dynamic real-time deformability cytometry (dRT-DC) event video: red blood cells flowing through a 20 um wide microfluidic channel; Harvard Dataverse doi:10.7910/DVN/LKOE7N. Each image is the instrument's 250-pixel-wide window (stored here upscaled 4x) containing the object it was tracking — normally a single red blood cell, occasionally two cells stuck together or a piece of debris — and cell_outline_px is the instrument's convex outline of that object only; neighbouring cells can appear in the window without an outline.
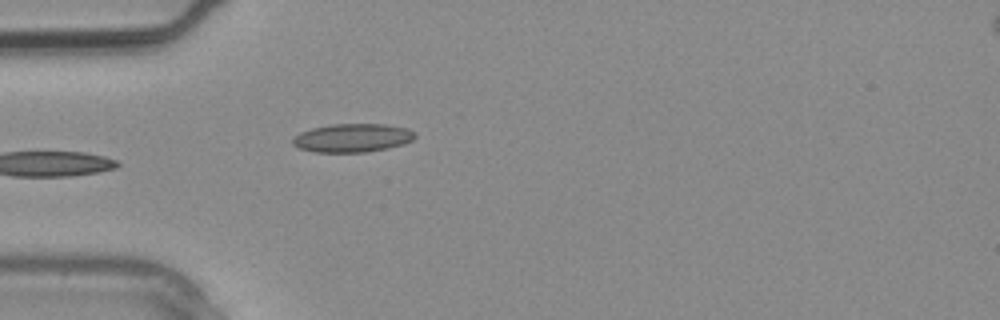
{"species": "common noctule bat (a hibernating species)", "species_latin": "Nyctalus noctula", "temperature_condition": "warm", "stored_images_in_passage": 4, "camera_frame_rate_fps": 3000, "um_per_image_px": 0.085, "animal": {"sex": "male", "body_mass_g": 20.4}, "frame": {"image": 1, "passage_image": 3, "time_ms": 0.667, "image_size_px": [1000, 320], "cell_outline_px": [[416, 136], [412, 140], [404, 144], [388, 148], [368, 152], [316, 152], [300, 148], [292, 144], [292, 136], [300, 132], [312, 128], [332, 124], [384, 124], [408, 128], [416, 132]], "centroid_in_image_um": [29.97, 11.72], "position_along_channel_um": 55.0, "area_um2": 20.46}}